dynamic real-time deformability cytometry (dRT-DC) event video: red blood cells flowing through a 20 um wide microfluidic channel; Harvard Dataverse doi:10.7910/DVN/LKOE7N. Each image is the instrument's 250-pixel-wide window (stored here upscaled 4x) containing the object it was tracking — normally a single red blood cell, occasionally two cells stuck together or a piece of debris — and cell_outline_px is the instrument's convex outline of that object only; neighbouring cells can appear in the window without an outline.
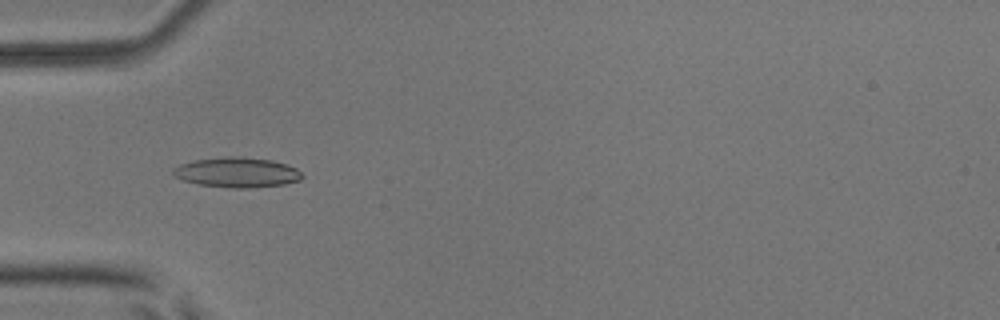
{"species": "common noctule bat (a hibernating species)", "species_latin": "Nyctalus noctula", "temperature_condition": "room temperature", "stored_images_in_passage": 7, "camera_frame_rate_fps": 3000, "um_per_image_px": 0.085, "animal": {"sex": "male", "body_mass_g": 17.9, "forearm_length_mm": 54.2}, "frame": {"image": 1, "passage_image": 4, "time_ms": 1.0, "image_size_px": [1000, 320], "cell_outline_px": [[304, 176], [300, 180], [284, 184], [248, 188], [232, 188], [200, 184], [184, 180], [172, 176], [172, 168], [180, 164], [196, 160], [224, 156], [240, 156], [272, 160], [288, 164], [296, 168]], "centroid_in_image_um": [20.15, 14.64], "position_along_channel_um": 64.9, "area_um2": 22.66}}
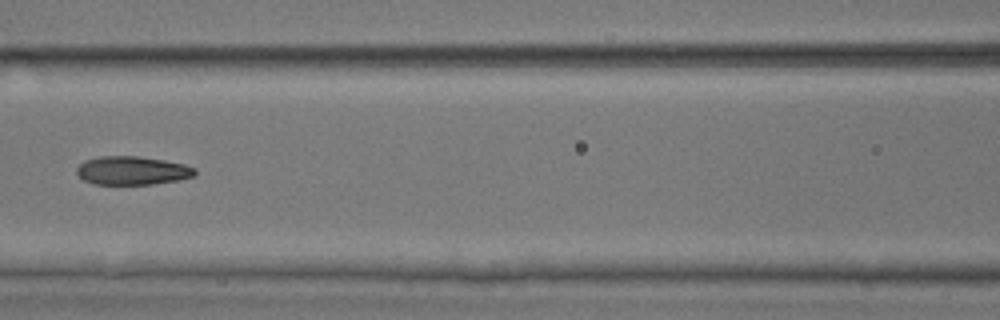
{"frame": {"image": 2, "passage_image": 6, "time_ms": 1.667, "image_size_px": [1000, 320], "cell_outline_px": [[196, 172], [192, 176], [180, 180], [152, 184], [92, 184], [84, 180], [76, 172], [76, 168], [84, 160], [100, 156], [136, 156], [164, 160], [184, 164], [196, 168]], "centroid_in_image_um": [11.23, 14.49], "position_along_channel_um": 155.4, "area_um2": 19.65}}
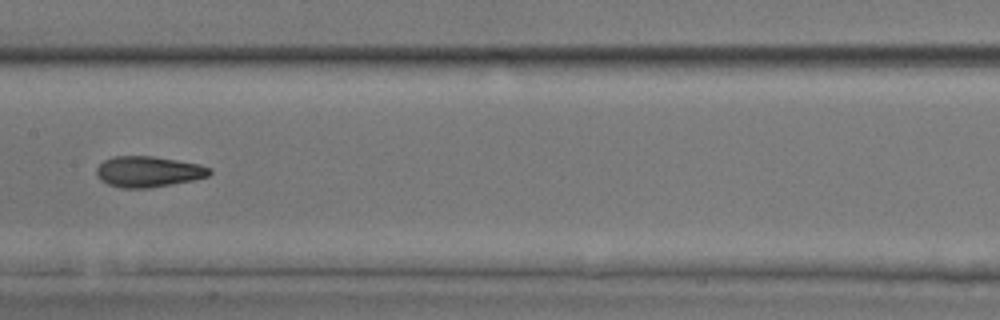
{"frame": {"image": 3, "passage_image": 7, "time_ms": 2.0, "image_size_px": [1000, 320], "cell_outline_px": [[212, 172], [208, 176], [192, 180], [172, 184], [148, 188], [120, 188], [108, 184], [100, 180], [96, 176], [96, 168], [104, 160], [112, 156], [152, 156], [200, 164], [212, 168]], "centroid_in_image_um": [12.59, 14.59], "position_along_channel_um": 194.8, "area_um2": 20.4}}